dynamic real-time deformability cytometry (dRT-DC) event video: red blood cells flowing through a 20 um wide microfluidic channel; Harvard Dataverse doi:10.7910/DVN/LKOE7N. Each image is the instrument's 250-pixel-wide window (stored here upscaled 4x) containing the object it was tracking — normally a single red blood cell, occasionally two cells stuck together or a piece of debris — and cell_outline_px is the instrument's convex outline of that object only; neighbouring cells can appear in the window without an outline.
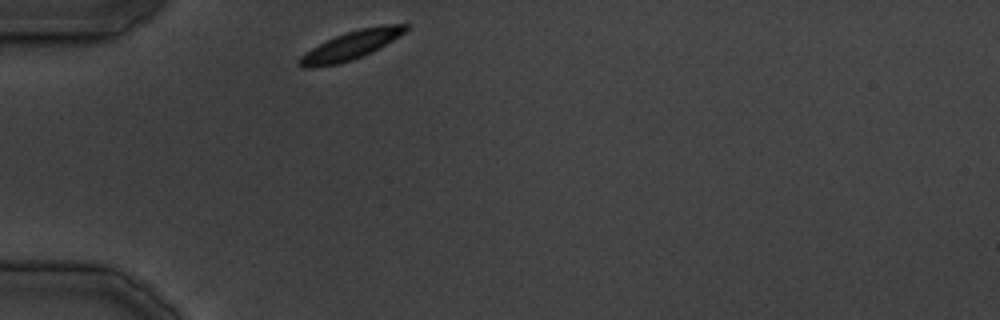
{"species": "common noctule bat (a hibernating species)", "species_latin": "Nyctalus noctula", "temperature_condition": "cold", "stored_images_in_passage": 22, "camera_frame_rate_fps": 3000, "um_per_image_px": 0.085, "animal": {"sex": "male", "body_mass_g": 19.5, "forearm_length_mm": 54.6}, "frame": {"image": 1, "passage_image": 1, "time_ms": 0.0, "image_size_px": [1000, 320], "cell_outline_px": [[408, 28], [404, 32], [392, 40], [372, 52], [352, 60], [340, 64], [312, 68], [300, 68], [296, 64], [296, 60], [300, 56], [312, 48], [336, 36], [360, 28], [384, 24], [408, 24]], "centroid_in_image_um": [29.77, 3.88], "position_along_channel_um": 55.2, "area_um2": 17.57}}
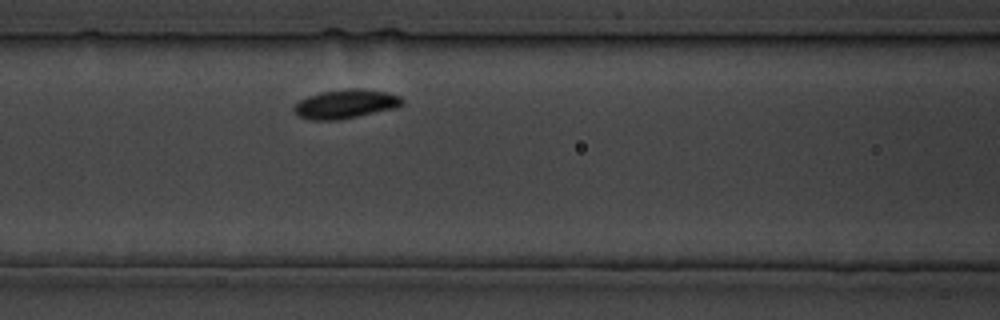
{"frame": {"image": 2, "passage_image": 7, "time_ms": 7.0, "image_size_px": [1000, 320], "cell_outline_px": [[404, 104], [396, 108], [340, 120], [308, 120], [296, 116], [292, 112], [292, 108], [300, 100], [308, 96], [324, 92], [348, 88], [360, 88], [388, 92], [400, 96], [404, 100]], "centroid_in_image_um": [29.37, 8.85], "position_along_channel_um": 137.2, "area_um2": 18.55}}
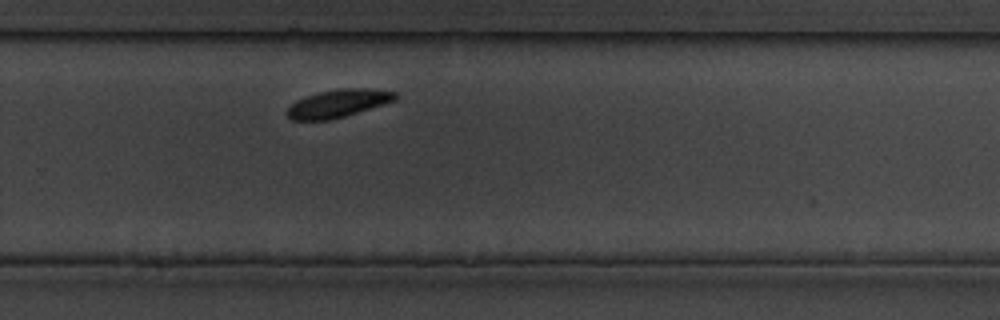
{"frame": {"image": 3, "passage_image": 16, "time_ms": 19.0, "image_size_px": [1000, 320], "cell_outline_px": [[400, 96], [396, 100], [384, 104], [332, 120], [292, 120], [288, 116], [288, 108], [296, 100], [304, 96], [320, 92], [340, 88], [364, 88], [396, 92]], "centroid_in_image_um": [28.76, 8.79], "position_along_channel_um": 301.0, "area_um2": 17.51}}